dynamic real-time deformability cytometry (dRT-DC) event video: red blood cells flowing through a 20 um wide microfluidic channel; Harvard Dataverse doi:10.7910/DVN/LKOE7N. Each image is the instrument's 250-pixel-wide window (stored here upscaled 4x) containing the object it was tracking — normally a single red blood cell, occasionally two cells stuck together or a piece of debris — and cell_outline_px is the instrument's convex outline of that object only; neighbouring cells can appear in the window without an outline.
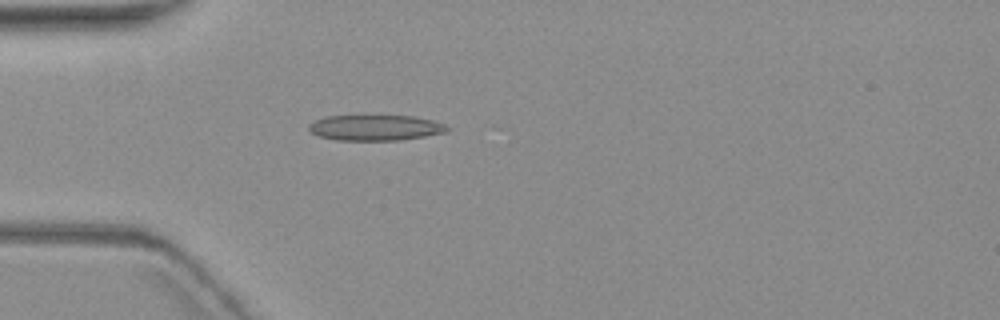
{"species": "common noctule bat (a hibernating species)", "species_latin": "Nyctalus noctula", "temperature_condition": "warm", "stored_images_in_passage": 5, "camera_frame_rate_fps": 3000, "um_per_image_px": 0.085, "animal": {"sex": "female", "body_mass_g": 19.3, "forearm_length_mm": 54.1}, "frame": {"image": 1, "passage_image": 5, "time_ms": 5.333, "image_size_px": [1000, 320], "cell_outline_px": [[448, 132], [400, 140], [336, 140], [320, 136], [312, 132], [308, 128], [308, 124], [316, 120], [328, 116], [412, 116], [432, 120], [444, 124], [448, 128]], "centroid_in_image_um": [31.91, 10.86], "position_along_channel_um": 53.1, "area_um2": 20.4}}